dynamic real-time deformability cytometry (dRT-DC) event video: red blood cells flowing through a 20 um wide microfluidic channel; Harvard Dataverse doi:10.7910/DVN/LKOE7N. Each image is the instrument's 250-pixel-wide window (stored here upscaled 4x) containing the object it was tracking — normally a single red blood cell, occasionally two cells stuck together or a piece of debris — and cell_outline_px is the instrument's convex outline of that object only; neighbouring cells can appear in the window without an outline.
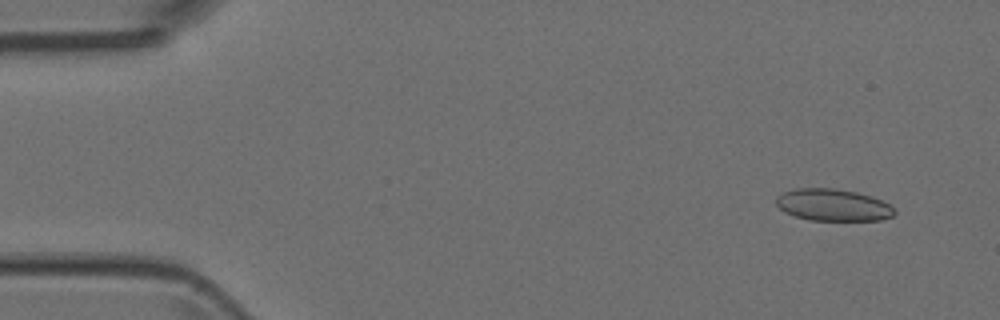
{"species": "Egyptian fruit bat (a non-hibernating species)", "species_latin": "Rousettus aegyptiacus", "temperature_condition": "room temperature", "stored_images_in_passage": 5, "camera_frame_rate_fps": 3000, "um_per_image_px": 0.085, "animal": {"sex": "female"}, "frame": {"image": 1, "passage_image": 2, "time_ms": 0.333, "image_size_px": [1000, 320], "cell_outline_px": [[896, 212], [892, 216], [880, 220], [808, 220], [784, 212], [776, 204], [776, 196], [784, 192], [796, 188], [832, 188], [856, 192], [872, 196], [888, 204]], "centroid_in_image_um": [70.78, 17.42], "position_along_channel_um": 14.2, "area_um2": 21.91}}
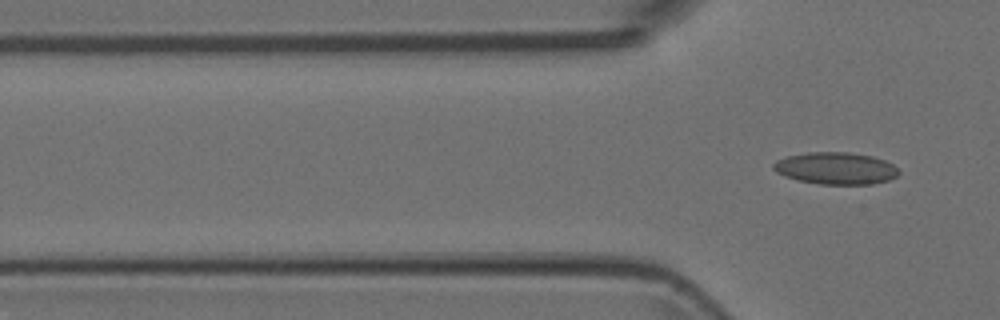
{"frame": {"image": 2, "passage_image": 5, "time_ms": 1.333, "image_size_px": [1000, 320], "cell_outline_px": [[900, 172], [896, 176], [888, 180], [872, 184], [820, 184], [796, 180], [784, 176], [776, 172], [772, 168], [772, 164], [776, 160], [788, 156], [808, 152], [848, 152], [872, 156], [884, 160], [892, 164]], "centroid_in_image_um": [71.01, 14.3], "position_along_channel_um": 54.8, "area_um2": 23.41}}